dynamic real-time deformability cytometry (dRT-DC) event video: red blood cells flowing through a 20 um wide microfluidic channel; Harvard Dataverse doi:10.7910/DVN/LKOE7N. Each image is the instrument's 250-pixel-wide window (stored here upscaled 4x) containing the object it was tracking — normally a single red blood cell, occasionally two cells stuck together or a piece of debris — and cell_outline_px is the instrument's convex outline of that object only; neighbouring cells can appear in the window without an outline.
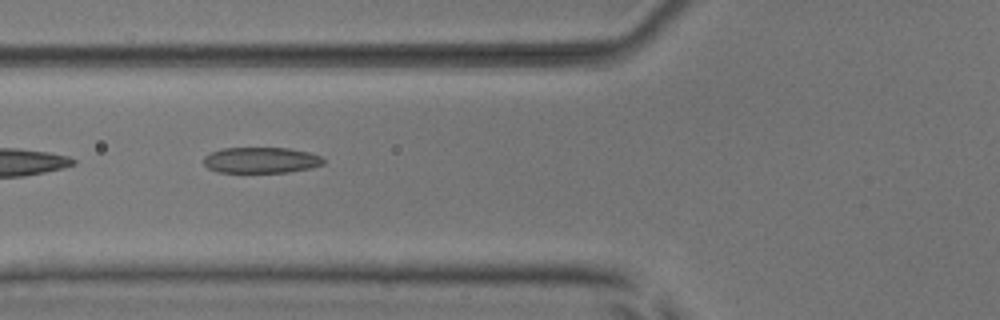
{"species": "common noctule bat (a hibernating species)", "species_latin": "Nyctalus noctula", "temperature_condition": "room temperature", "stored_images_in_passage": 8, "camera_frame_rate_fps": 3000, "um_per_image_px": 0.085, "animal": {"sex": "male", "body_mass_g": 17.9, "forearm_length_mm": 54.2}, "frame": {"image": 1, "passage_image": 5, "time_ms": 5.333, "image_size_px": [1000, 320], "cell_outline_px": [[324, 164], [312, 168], [288, 172], [220, 172], [208, 168], [204, 164], [204, 156], [212, 152], [224, 148], [288, 148], [308, 152], [320, 156], [324, 160]], "centroid_in_image_um": [22.21, 13.61], "position_along_channel_um": 103.6, "area_um2": 17.98}}
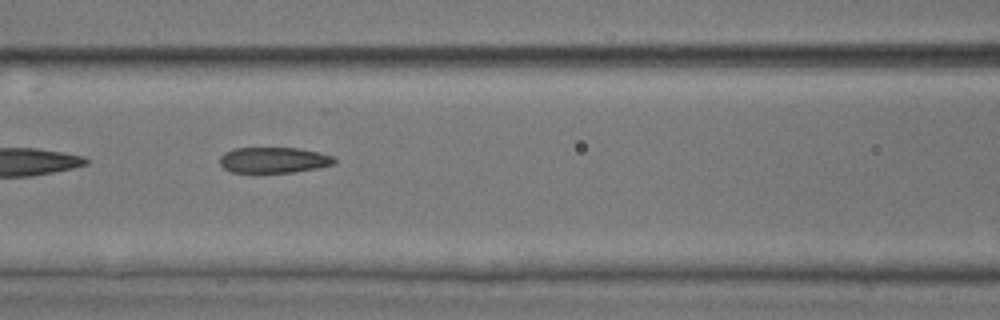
{"frame": {"image": 2, "passage_image": 6, "time_ms": 6.333, "image_size_px": [1000, 320], "cell_outline_px": [[336, 164], [320, 168], [292, 172], [232, 172], [224, 168], [220, 164], [220, 156], [224, 152], [232, 148], [300, 148], [320, 152], [336, 156]], "centroid_in_image_um": [23.32, 13.59], "position_along_channel_um": 143.3, "area_um2": 17.46}}
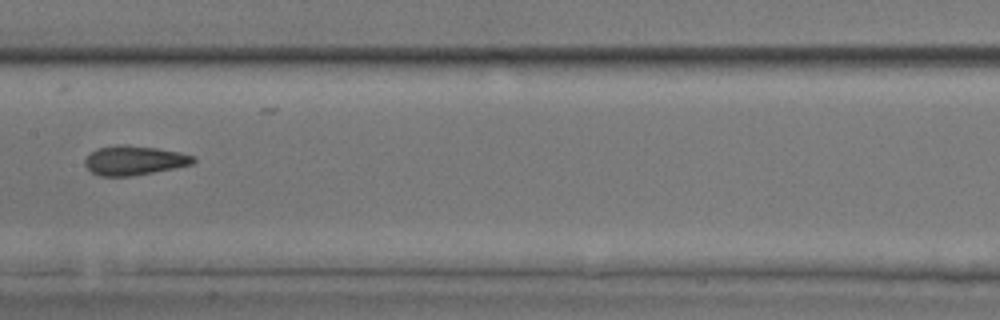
{"frame": {"image": 3, "passage_image": 7, "time_ms": 7.667, "image_size_px": [1000, 320], "cell_outline_px": [[196, 160], [192, 164], [152, 172], [128, 176], [100, 176], [92, 172], [84, 164], [84, 160], [96, 148], [116, 144], [124, 144], [156, 148], [180, 152], [196, 156]], "centroid_in_image_um": [11.4, 13.62], "position_along_channel_um": 196.0, "area_um2": 18.44}}